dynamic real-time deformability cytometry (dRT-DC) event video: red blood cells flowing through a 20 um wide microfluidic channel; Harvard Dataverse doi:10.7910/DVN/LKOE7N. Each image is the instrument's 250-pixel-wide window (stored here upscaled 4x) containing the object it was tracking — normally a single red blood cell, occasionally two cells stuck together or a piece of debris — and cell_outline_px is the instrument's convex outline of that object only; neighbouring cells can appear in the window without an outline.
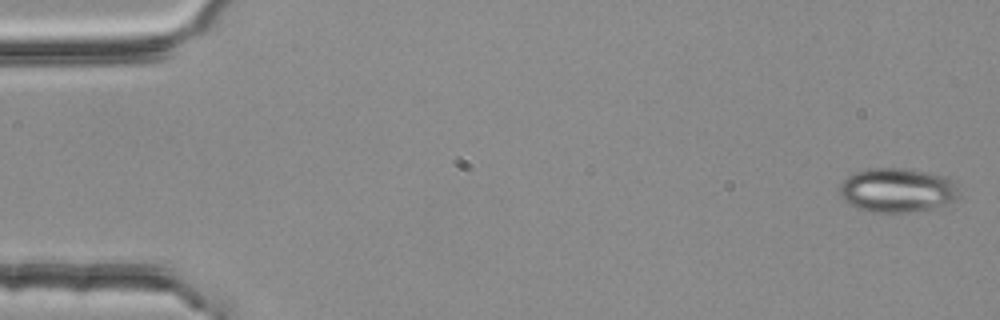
{"species": "common noctule bat (a hibernating species)", "species_latin": "Nyctalus noctula", "temperature_condition": "room temperature", "stored_images_in_passage": 5, "camera_frame_rate_fps": 3000, "um_per_image_px": 0.085, "animal": {"sex": "female", "body_mass_g": 25.1}, "frame": {"image": 1, "passage_image": 1, "time_ms": 0.0, "image_size_px": [1000, 320], "cell_outline_px": [[960, 192], [952, 200], [936, 208], [908, 212], [872, 212], [856, 208], [848, 204], [844, 200], [840, 192], [840, 184], [848, 176], [856, 172], [876, 168], [904, 168], [944, 176]], "centroid_in_image_um": [76.21, 16.18], "position_along_channel_um": 8.8, "area_um2": 30.23}}
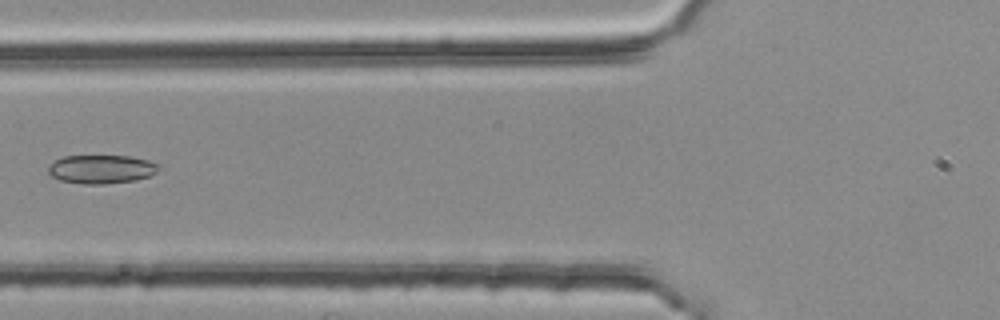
{"frame": {"image": 2, "passage_image": 5, "time_ms": 1.333, "image_size_px": [1000, 320], "cell_outline_px": [[160, 168], [156, 172], [148, 176], [136, 180], [104, 184], [84, 184], [60, 180], [52, 176], [48, 172], [48, 164], [64, 156], [132, 156], [148, 160], [160, 164]], "centroid_in_image_um": [8.63, 14.37], "position_along_channel_um": 117.2, "area_um2": 18.5}}